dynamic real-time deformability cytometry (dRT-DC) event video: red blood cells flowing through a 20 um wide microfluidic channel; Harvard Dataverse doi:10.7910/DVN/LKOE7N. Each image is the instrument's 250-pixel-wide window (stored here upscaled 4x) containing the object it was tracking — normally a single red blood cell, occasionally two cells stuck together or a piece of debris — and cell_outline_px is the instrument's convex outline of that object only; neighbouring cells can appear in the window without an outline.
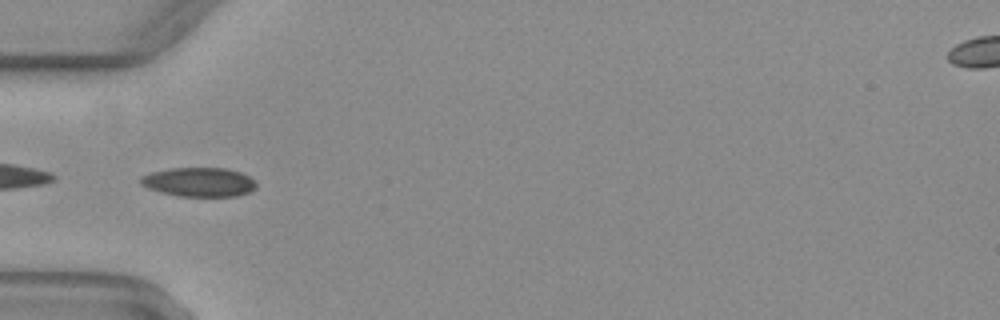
{"species": "common noctule bat (a hibernating species)", "species_latin": "Nyctalus noctula", "temperature_condition": "warm", "stored_images_in_passage": 35, "camera_frame_rate_fps": 3000, "um_per_image_px": 0.085, "animal": {"sex": "female", "body_mass_g": 29.2, "forearm_length_mm": 56.3}, "frame": {"image": 1, "passage_image": 1, "time_ms": 0.0, "image_size_px": [1000, 320], "cell_outline_px": [[256, 188], [248, 192], [236, 196], [180, 196], [160, 192], [148, 188], [140, 184], [140, 176], [152, 172], [172, 168], [228, 168], [240, 172], [256, 180]], "centroid_in_image_um": [16.92, 15.47], "position_along_channel_um": 68.1, "area_um2": 19.65}}
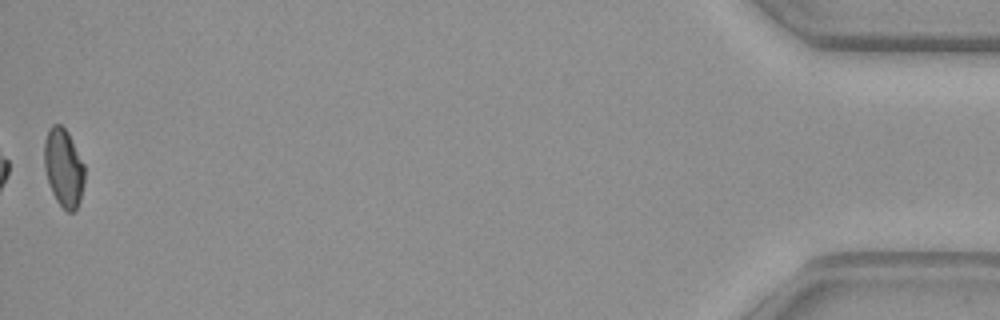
{"frame": {"image": 2, "passage_image": 35, "time_ms": 11.333, "image_size_px": [1000, 320], "cell_outline_px": [[84, 184], [80, 200], [76, 208], [72, 212], [68, 212], [56, 200], [52, 192], [44, 168], [44, 140], [48, 128], [52, 124], [60, 124], [68, 132], [84, 164]], "centroid_in_image_um": [5.4, 14.23], "position_along_channel_um": 429.8, "area_um2": 18.38}, "authors_computed_cell_mechanics": {"area_um2": 19.074, "velocity_mm_per_s": 4.0484, "shape_relaxation_time_tau1_ms": null, "shape_relaxation_time_tau2_ms": 3.258, "deformation_change_tau1": null, "deformation_change_tau2": 0.0803}}